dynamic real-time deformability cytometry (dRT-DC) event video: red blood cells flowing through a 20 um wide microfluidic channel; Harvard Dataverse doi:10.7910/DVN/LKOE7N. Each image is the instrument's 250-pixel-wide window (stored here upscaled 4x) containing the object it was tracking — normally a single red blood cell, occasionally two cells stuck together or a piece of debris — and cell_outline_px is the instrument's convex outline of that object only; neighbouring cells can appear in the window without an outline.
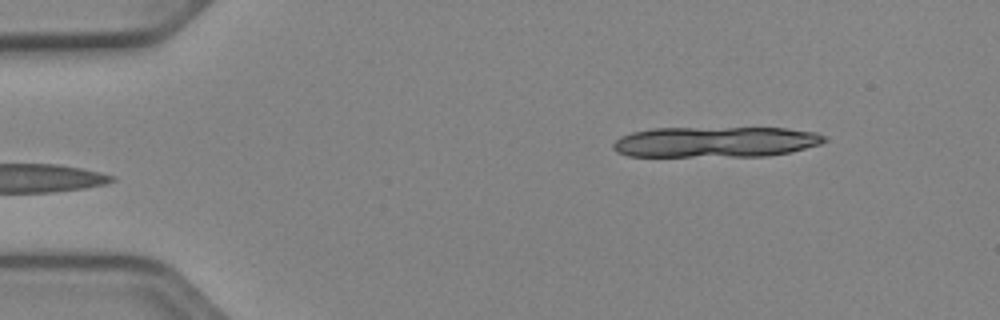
{"species": "Egyptian fruit bat (a non-hibernating species)", "species_latin": "Rousettus aegyptiacus", "temperature_condition": "cold", "stored_images_in_passage": 7, "segment_of_instrument_passage": [1, 2], "camera_frame_rate_fps": 3000, "um_per_image_px": 0.085, "animal": {"sex": "female"}, "frame": {"image": 1, "passage_image": 3, "time_ms": 0.667, "image_size_px": [1000, 320], "cell_outline_px": [[808, 144], [784, 152], [680, 156], [640, 156], [628, 152], [644, 132], [740, 128], [776, 128], [800, 132], [808, 140]], "centroid_in_image_um": [60.99, 12.07], "position_along_channel_um": 24.0, "area_um2": 29.54}}